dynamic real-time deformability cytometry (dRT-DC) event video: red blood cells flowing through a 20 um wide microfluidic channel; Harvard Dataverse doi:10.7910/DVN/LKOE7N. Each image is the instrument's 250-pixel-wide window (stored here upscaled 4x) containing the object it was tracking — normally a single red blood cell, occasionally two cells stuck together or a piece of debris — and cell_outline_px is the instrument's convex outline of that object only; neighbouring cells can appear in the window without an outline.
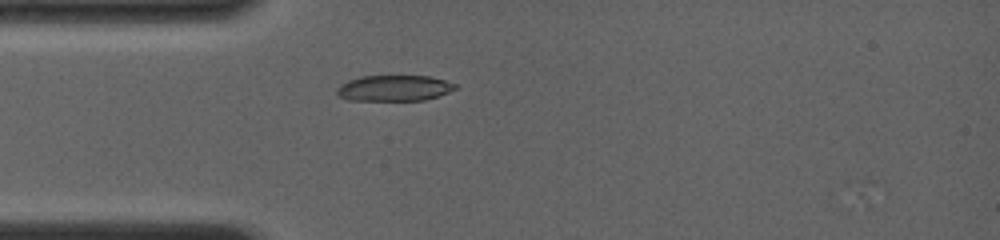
{"species": "common noctule bat (a hibernating species)", "species_latin": "Nyctalus noctula", "temperature_condition": "room temperature", "stored_images_in_passage": 2, "camera_frame_rate_fps": 4000, "um_per_image_px": 0.085, "animal": {"sex": "female", "body_mass_g": 19.0, "forearm_length_mm": 56.7}, "frame": {"image": 1, "passage_image": 1, "time_ms": 0.0, "image_size_px": [1000, 240], "cell_outline_px": [[460, 88], [424, 100], [348, 100], [340, 96], [336, 92], [336, 88], [340, 84], [348, 80], [360, 76], [428, 76], [444, 80], [456, 84]], "centroid_in_image_um": [33.49, 7.48], "position_along_channel_um": 51.5, "area_um2": 17.8}}